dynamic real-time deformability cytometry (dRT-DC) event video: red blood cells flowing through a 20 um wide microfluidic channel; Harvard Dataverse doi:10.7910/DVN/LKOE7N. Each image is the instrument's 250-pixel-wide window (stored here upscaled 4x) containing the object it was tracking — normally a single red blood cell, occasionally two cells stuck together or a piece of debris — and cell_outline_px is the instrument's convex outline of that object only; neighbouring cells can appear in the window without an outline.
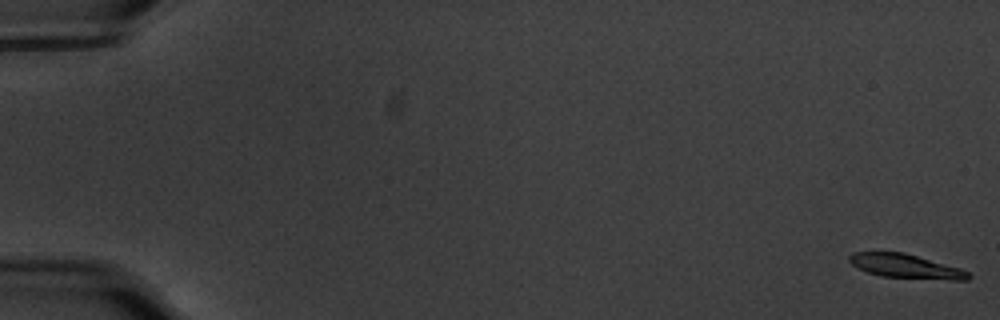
{"species": "common noctule bat (a hibernating species)", "species_latin": "Nyctalus noctula", "temperature_condition": "warm", "stored_images_in_passage": 60, "camera_frame_rate_fps": 3000, "um_per_image_px": 0.085, "animal": {"sex": "male", "body_mass_g": 20.1, "forearm_length_mm": 53.5}, "frame": {"image": 1, "passage_image": 1, "time_ms": 0.0, "image_size_px": [1000, 320], "cell_outline_px": [[972, 276], [968, 280], [952, 280], [880, 276], [868, 272], [852, 264], [848, 260], [848, 256], [852, 252], [904, 252], [960, 268], [968, 272]], "centroid_in_image_um": [77.0, 22.62], "position_along_channel_um": 8.0, "area_um2": 16.59}}
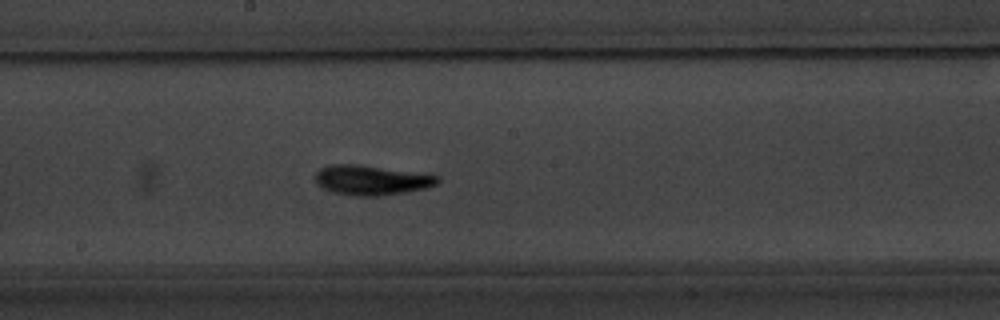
{"frame": {"image": 2, "passage_image": 33, "time_ms": 10.667, "image_size_px": [1000, 320], "cell_outline_px": [[440, 180], [436, 184], [428, 188], [408, 192], [380, 196], [352, 196], [332, 192], [324, 188], [316, 180], [316, 172], [320, 168], [332, 164], [356, 164], [440, 176]], "centroid_in_image_um": [31.59, 15.32], "position_along_channel_um": 216.6, "area_um2": 21.1}}
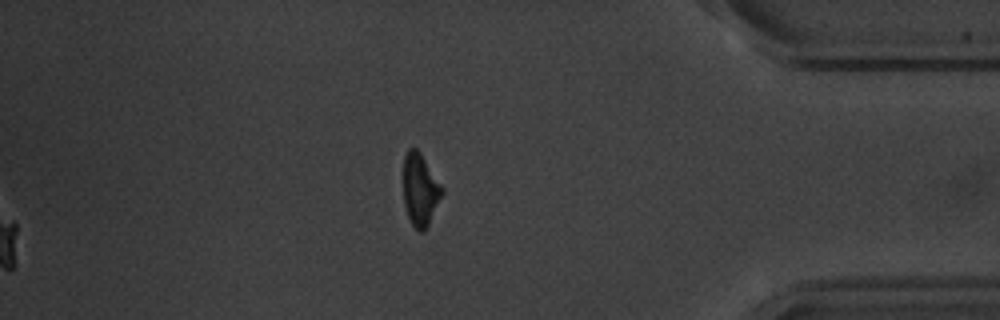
{"frame": {"image": 3, "passage_image": 60, "time_ms": 19.667, "image_size_px": [1000, 320], "cell_outline_px": [[444, 192], [424, 232], [420, 232], [412, 224], [408, 216], [404, 204], [404, 156], [408, 148], [416, 148], [420, 152], [444, 188]], "centroid_in_image_um": [35.72, 16.11], "position_along_channel_um": 399.5, "area_um2": 16.18}, "authors_computed_cell_mechanics": {"area_um2": 18.5249, "velocity_mm_per_s": 3.5175, "shape_relaxation_time_tau1_ms": 3.504, "shape_relaxation_time_tau2_ms": 7.7938, "deformation_change_tau1": 0.1505, "deformation_change_tau2": 0.1311}}